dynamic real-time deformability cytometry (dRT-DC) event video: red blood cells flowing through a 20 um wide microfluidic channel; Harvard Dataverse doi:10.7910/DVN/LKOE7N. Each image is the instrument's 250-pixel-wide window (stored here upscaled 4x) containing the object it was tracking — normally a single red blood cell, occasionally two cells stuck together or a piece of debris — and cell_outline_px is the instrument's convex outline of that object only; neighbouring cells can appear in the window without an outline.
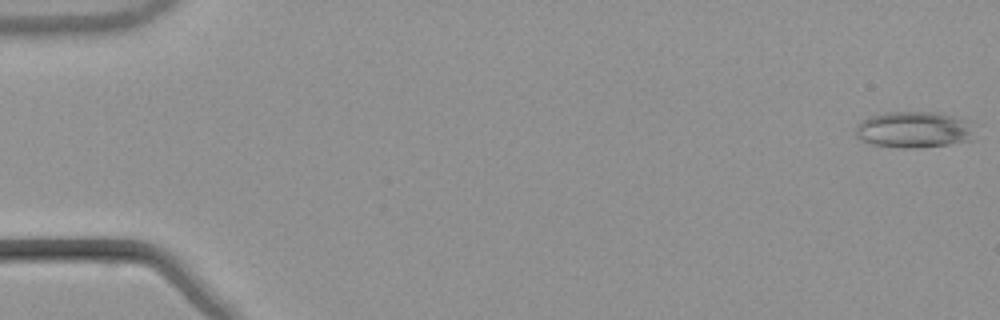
{"species": "common noctule bat (a hibernating species)", "species_latin": "Nyctalus noctula", "temperature_condition": "warm", "stored_images_in_passage": 19, "camera_frame_rate_fps": 3000, "um_per_image_px": 0.085, "animal": {"sex": "male", "body_mass_g": 21.5, "forearm_length_mm": 52.0}, "frame": {"image": 1, "passage_image": 1, "time_ms": 0.0, "image_size_px": [1000, 320], "cell_outline_px": [[976, 140], [948, 144], [912, 148], [896, 148], [872, 144], [860, 140], [856, 136], [856, 124], [860, 120], [868, 116], [884, 112], [940, 112], [968, 120], [976, 124]], "centroid_in_image_um": [77.75, 11.01], "position_along_channel_um": 7.3, "area_um2": 26.07}}
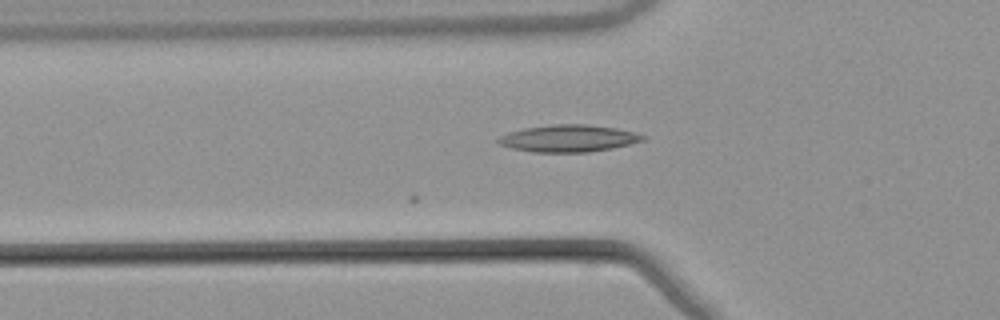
{"frame": {"image": 2, "passage_image": 19, "time_ms": 6.0, "image_size_px": [1000, 320], "cell_outline_px": [[648, 136], [644, 140], [612, 148], [588, 152], [532, 152], [512, 148], [500, 144], [496, 140], [500, 136], [508, 132], [524, 128], [552, 124], [588, 124], [616, 128]], "centroid_in_image_um": [48.31, 11.75], "position_along_channel_um": 77.5, "area_um2": 22.72}}